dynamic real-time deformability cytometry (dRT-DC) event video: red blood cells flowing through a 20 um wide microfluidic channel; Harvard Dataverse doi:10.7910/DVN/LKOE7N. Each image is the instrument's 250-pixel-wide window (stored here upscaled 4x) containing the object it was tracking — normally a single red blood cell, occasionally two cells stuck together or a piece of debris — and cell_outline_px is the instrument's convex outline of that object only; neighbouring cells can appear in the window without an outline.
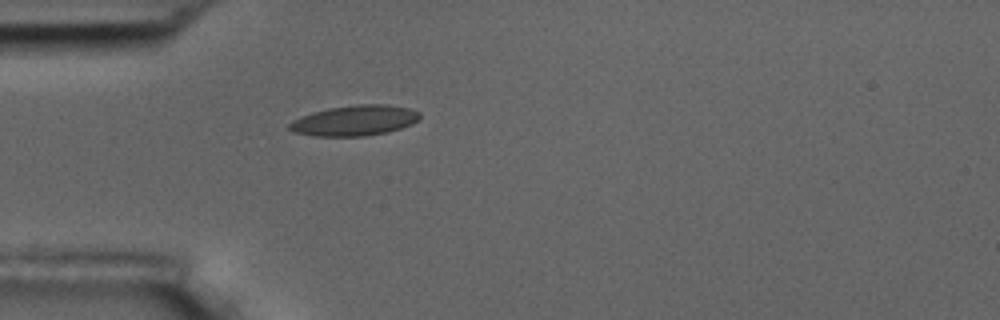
{"species": "common noctule bat (a hibernating species)", "species_latin": "Nyctalus noctula", "temperature_condition": "room temperature", "stored_images_in_passage": 1, "camera_frame_rate_fps": 3000, "um_per_image_px": 0.085, "animal": {"sex": "male", "body_mass_g": 17.5, "forearm_length_mm": 52.3}, "frame": {"image": 1, "passage_image": 1, "time_ms": 0.0, "image_size_px": [1000, 320], "cell_outline_px": [[420, 116], [412, 124], [388, 132], [364, 136], [312, 136], [296, 132], [288, 128], [288, 124], [292, 120], [312, 112], [328, 108], [356, 104], [388, 104], [408, 108], [420, 112]], "centroid_in_image_um": [30.13, 10.24], "position_along_channel_um": 54.9, "area_um2": 23.12}}